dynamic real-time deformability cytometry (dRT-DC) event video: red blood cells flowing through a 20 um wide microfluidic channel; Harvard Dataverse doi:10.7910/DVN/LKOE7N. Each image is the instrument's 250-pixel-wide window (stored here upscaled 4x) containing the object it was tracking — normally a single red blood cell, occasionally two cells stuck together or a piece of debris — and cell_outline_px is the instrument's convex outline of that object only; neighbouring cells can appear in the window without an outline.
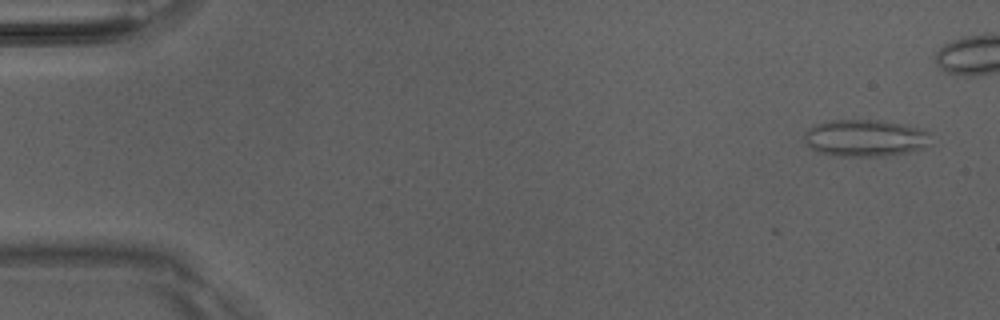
{"species": "Egyptian fruit bat (a non-hibernating species)", "species_latin": "Rousettus aegyptiacus", "temperature_condition": "room temperature", "stored_images_in_passage": 14, "camera_frame_rate_fps": 3000, "um_per_image_px": 0.085, "animal": {"sex": "male"}, "frame": {"image": 1, "passage_image": 3, "time_ms": 0.667, "image_size_px": [1000, 320], "cell_outline_px": [[932, 144], [924, 148], [908, 152], [880, 156], [832, 156], [816, 152], [804, 140], [804, 136], [808, 128], [816, 124], [832, 120], [880, 120], [904, 124], [928, 132]], "centroid_in_image_um": [73.54, 11.74], "position_along_channel_um": 11.5, "area_um2": 27.34}}